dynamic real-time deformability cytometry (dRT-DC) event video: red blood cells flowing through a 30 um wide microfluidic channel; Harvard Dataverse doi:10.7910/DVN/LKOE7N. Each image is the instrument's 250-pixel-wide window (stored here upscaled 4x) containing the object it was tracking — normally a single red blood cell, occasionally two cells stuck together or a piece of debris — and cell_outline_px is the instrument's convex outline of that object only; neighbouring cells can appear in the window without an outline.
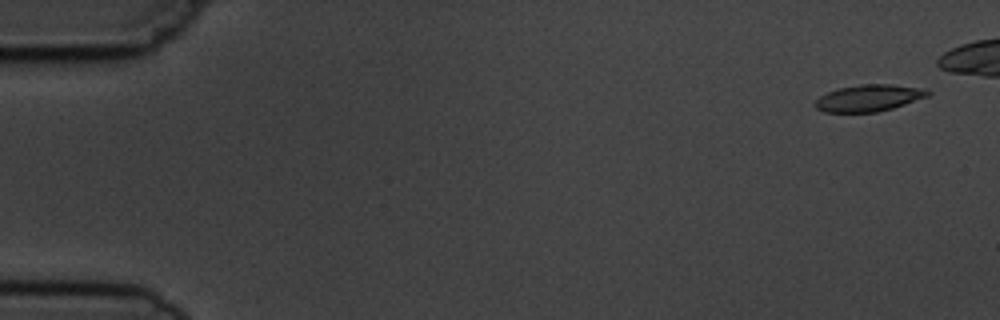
{"species": "common noctule bat (a hibernating species)", "species_latin": "Nyctalus noctula", "temperature_condition": "cold", "stored_images_in_passage": 3, "camera_frame_rate_fps": 3000, "um_per_image_px": 0.085, "animal": {"sex": "male", "body_mass_g": 19.5, "forearm_length_mm": 54.6}, "frame": {"image": 1, "passage_image": 1, "time_ms": 0.0, "image_size_px": [1000, 320], "cell_outline_px": [[932, 92], [928, 96], [892, 108], [876, 112], [824, 112], [816, 108], [816, 100], [820, 96], [828, 92], [840, 88], [860, 84], [892, 84], [916, 88]], "centroid_in_image_um": [73.82, 8.33], "position_along_channel_um": 11.2, "area_um2": 17.17}}